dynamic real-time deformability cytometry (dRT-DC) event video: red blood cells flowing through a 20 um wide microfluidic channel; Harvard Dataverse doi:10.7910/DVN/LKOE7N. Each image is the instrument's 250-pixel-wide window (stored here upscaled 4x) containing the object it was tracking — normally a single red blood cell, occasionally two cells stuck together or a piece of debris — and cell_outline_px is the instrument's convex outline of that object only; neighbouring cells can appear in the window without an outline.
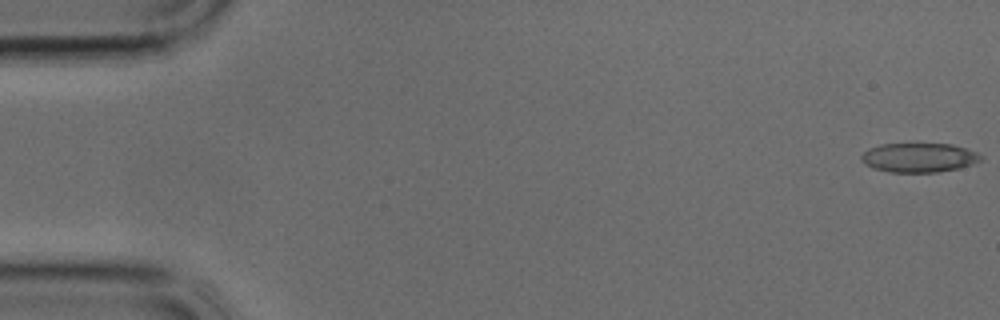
{"species": "common noctule bat (a hibernating species)", "species_latin": "Nyctalus noctula", "temperature_condition": "cold", "stored_images_in_passage": 12, "camera_frame_rate_fps": 3000, "um_per_image_px": 0.085, "animal": {"sex": "male", "body_mass_g": 17.9, "forearm_length_mm": 54.2}, "frame": {"image": 1, "passage_image": 1, "time_ms": 0.0, "image_size_px": [1000, 320], "cell_outline_px": [[984, 156], [980, 160], [972, 164], [960, 168], [936, 172], [888, 172], [872, 168], [864, 164], [860, 160], [860, 156], [868, 148], [880, 144], [952, 144], [976, 152]], "centroid_in_image_um": [78.07, 13.4], "position_along_channel_um": 6.9, "area_um2": 20.46}}
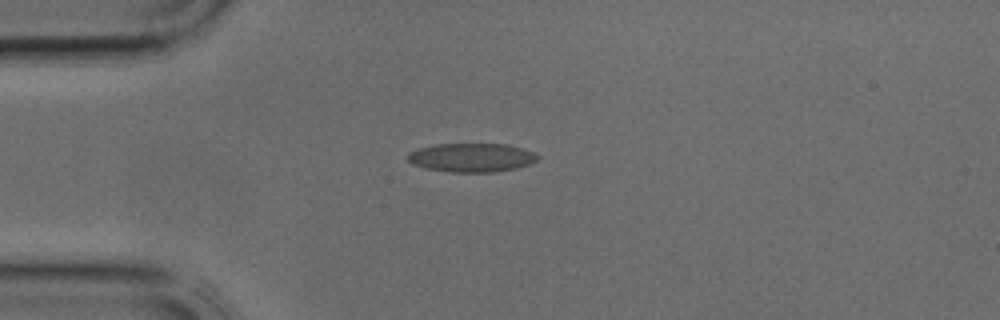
{"frame": {"image": 2, "passage_image": 10, "time_ms": 3.0, "image_size_px": [1000, 320], "cell_outline_px": [[540, 156], [536, 160], [528, 164], [516, 168], [492, 172], [448, 172], [424, 168], [412, 164], [408, 160], [408, 152], [420, 148], [436, 144], [508, 144], [532, 152]], "centroid_in_image_um": [40.05, 13.39], "position_along_channel_um": 45.0, "area_um2": 21.68}}